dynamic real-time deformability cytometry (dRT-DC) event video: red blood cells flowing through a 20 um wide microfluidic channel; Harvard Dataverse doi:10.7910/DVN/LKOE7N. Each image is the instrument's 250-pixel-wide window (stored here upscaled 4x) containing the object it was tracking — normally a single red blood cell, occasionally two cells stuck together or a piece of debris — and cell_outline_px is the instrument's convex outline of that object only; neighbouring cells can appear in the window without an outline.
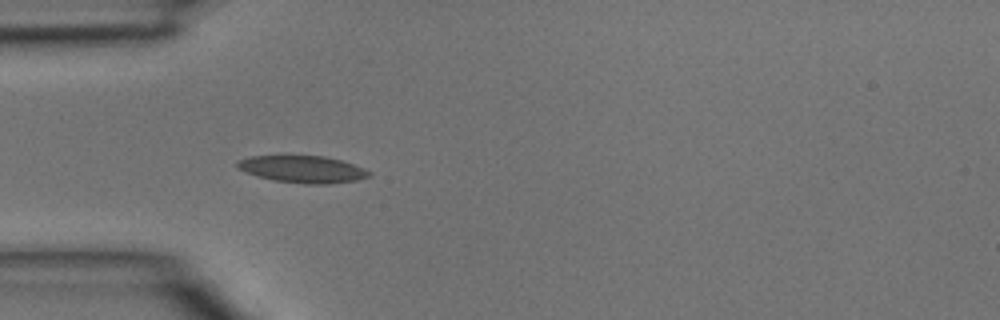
{"species": "common noctule bat (a hibernating species)", "species_latin": "Nyctalus noctula", "temperature_condition": "room temperature", "stored_images_in_passage": 4, "camera_frame_rate_fps": 3000, "um_per_image_px": 0.085, "animal": {"sex": "male", "body_mass_g": 15.6}, "frame": {"image": 1, "passage_image": 4, "time_ms": 1.0, "image_size_px": [1000, 320], "cell_outline_px": [[372, 176], [356, 180], [328, 184], [308, 184], [276, 180], [256, 176], [244, 172], [236, 164], [236, 160], [252, 156], [324, 156], [340, 160], [364, 168], [372, 172]], "centroid_in_image_um": [25.74, 14.38], "position_along_channel_um": 59.3, "area_um2": 20.63}}